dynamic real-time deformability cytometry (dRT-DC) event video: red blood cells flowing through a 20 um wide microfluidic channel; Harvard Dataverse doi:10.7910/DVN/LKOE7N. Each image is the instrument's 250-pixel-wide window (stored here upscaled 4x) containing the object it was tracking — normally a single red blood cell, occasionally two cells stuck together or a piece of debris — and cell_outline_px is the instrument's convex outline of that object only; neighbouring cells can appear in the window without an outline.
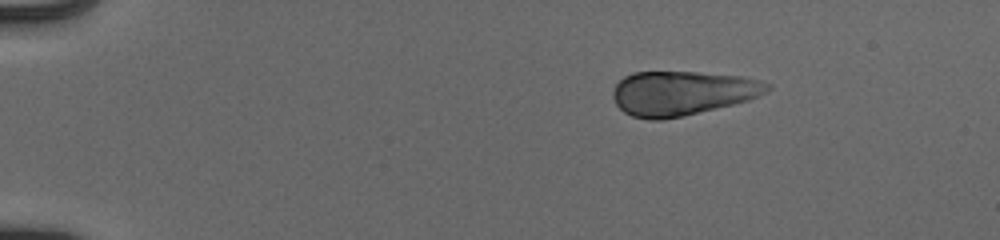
{"species": "human", "species_latin": "Homo sapiens", "temperature_condition": "cold", "stored_images_in_passage": 8, "camera_frame_rate_fps": 3000, "um_per_image_px": 0.085, "donor": {"sex": "male"}, "frame": {"image": 1, "passage_image": 1, "time_ms": 0.0, "image_size_px": [1000, 240], "cell_outline_px": [[772, 88], [748, 100], [684, 116], [664, 120], [648, 120], [632, 116], [624, 112], [616, 104], [612, 96], [612, 92], [616, 84], [624, 76], [632, 72], [696, 72], [744, 76], [772, 84]], "centroid_in_image_um": [57.95, 7.91], "position_along_channel_um": 27.0, "area_um2": 39.94}}